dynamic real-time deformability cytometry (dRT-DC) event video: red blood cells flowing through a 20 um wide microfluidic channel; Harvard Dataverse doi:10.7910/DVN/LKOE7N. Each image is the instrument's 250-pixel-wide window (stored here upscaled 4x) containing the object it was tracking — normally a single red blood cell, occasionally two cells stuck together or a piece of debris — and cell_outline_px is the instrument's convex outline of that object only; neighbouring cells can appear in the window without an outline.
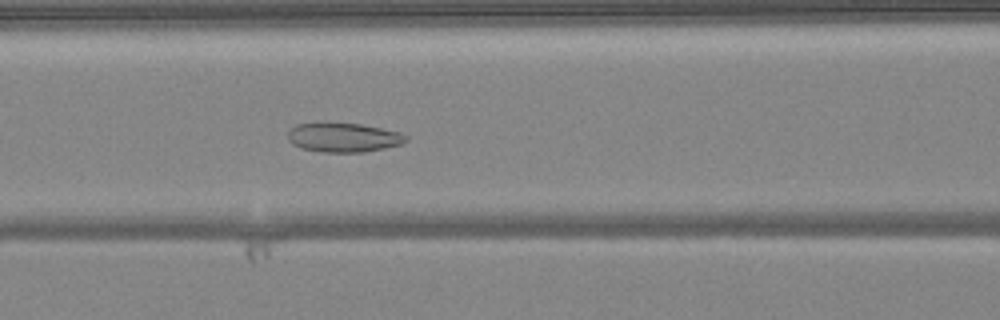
{"species": "common noctule bat (a hibernating species)", "species_latin": "Nyctalus noctula", "temperature_condition": "warm", "stored_images_in_passage": 43, "camera_frame_rate_fps": 3000, "um_per_image_px": 0.085, "animal": {"sex": "female", "body_mass_g": 24.6, "forearm_length_mm": 56.2}, "frame": {"image": 1, "passage_image": 20, "time_ms": 6.333, "image_size_px": [1000, 320], "cell_outline_px": [[408, 140], [400, 144], [384, 148], [364, 152], [320, 152], [300, 148], [292, 144], [288, 140], [288, 132], [296, 124], [324, 120], [360, 124], [400, 132], [408, 136]], "centroid_in_image_um": [29.13, 11.65], "position_along_channel_um": 137.5, "area_um2": 20.75}}
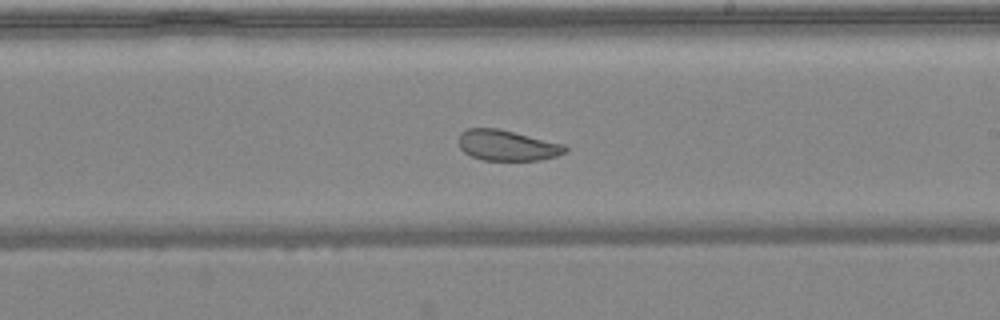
{"frame": {"image": 2, "passage_image": 28, "time_ms": 9.0, "image_size_px": [1000, 320], "cell_outline_px": [[568, 148], [564, 152], [556, 156], [540, 160], [484, 160], [472, 156], [464, 152], [460, 148], [460, 132], [468, 128], [496, 128], [564, 144]], "centroid_in_image_um": [43.1, 12.36], "position_along_channel_um": 245.9, "area_um2": 18.73}}
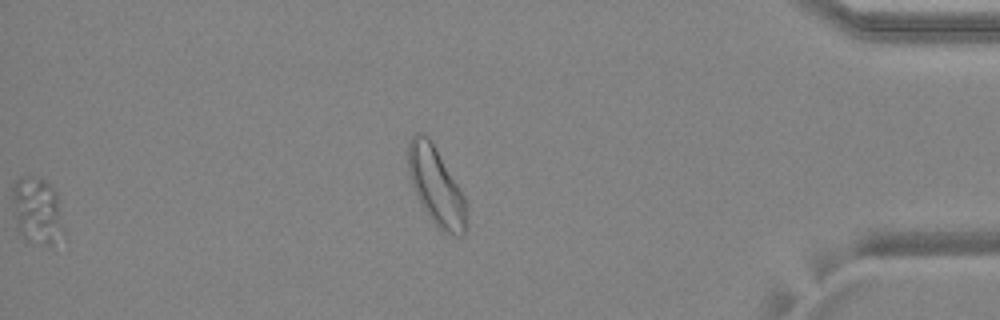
{"frame": {"image": 3, "passage_image": 42, "time_ms": 13.667, "image_size_px": [1000, 320], "cell_outline_px": [[64, 236], [52, 244], [40, 244], [24, 240], [20, 232], [12, 200], [12, 188], [16, 180], [20, 176], [32, 176], [44, 180], [56, 188], [64, 232]], "centroid_in_image_um": [3.18, 17.89], "position_along_channel_um": 432.0, "area_um2": 20.0}, "authors_computed_cell_mechanics": {"area_um2": 21.7906, "velocity_mm_per_s": 4.0751, "shape_relaxation_time_tau1_ms": null, "shape_relaxation_time_tau2_ms": 2.0012, "deformation_change_tau1": null, "deformation_change_tau2": 0.0755}}